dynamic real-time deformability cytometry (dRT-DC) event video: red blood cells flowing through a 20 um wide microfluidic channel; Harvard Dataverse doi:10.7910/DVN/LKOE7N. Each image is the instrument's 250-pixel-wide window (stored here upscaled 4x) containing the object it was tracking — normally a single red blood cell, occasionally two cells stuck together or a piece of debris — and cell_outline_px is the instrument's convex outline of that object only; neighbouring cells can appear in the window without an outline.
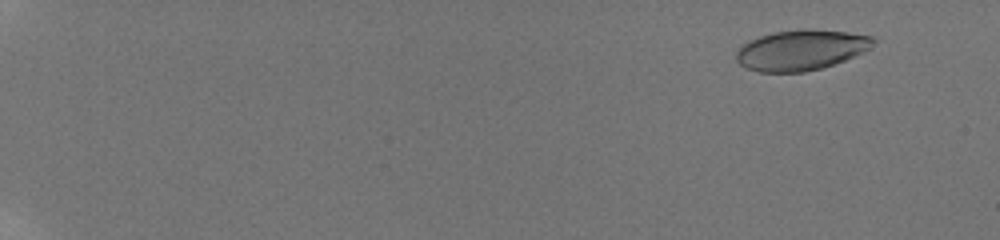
{"species": "human", "species_latin": "Homo sapiens", "temperature_condition": "room temperature", "stored_images_in_passage": 31, "camera_frame_rate_fps": 3000, "um_per_image_px": 0.085, "donor": {"sex": "male"}, "frame": {"image": 1, "passage_image": 4, "time_ms": 1.333, "image_size_px": [1000, 240], "cell_outline_px": [[876, 40], [868, 48], [844, 60], [820, 68], [804, 72], [760, 72], [748, 68], [740, 64], [736, 60], [736, 52], [740, 44], [748, 40], [772, 32], [804, 28], [808, 28], [848, 32], [872, 36]], "centroid_in_image_um": [68.02, 4.23], "position_along_channel_um": 17.0, "area_um2": 32.19}}
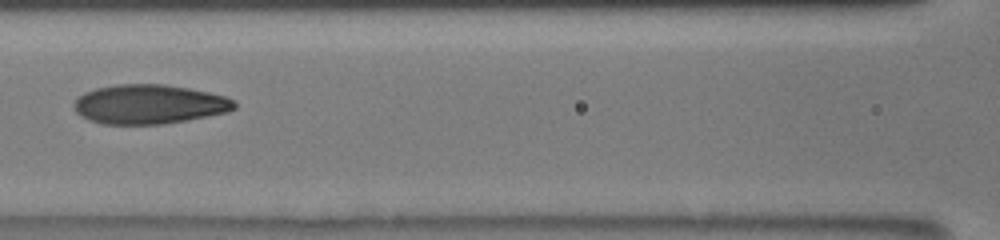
{"frame": {"image": 2, "passage_image": 24, "time_ms": 10.0, "image_size_px": [1000, 240], "cell_outline_px": [[236, 108], [228, 112], [188, 120], [164, 124], [104, 124], [88, 120], [80, 116], [76, 112], [72, 104], [84, 92], [96, 88], [120, 84], [164, 84], [188, 88], [208, 92], [224, 96], [236, 100]], "centroid_in_image_um": [12.68, 8.87], "position_along_channel_um": 153.9, "area_um2": 36.93}}
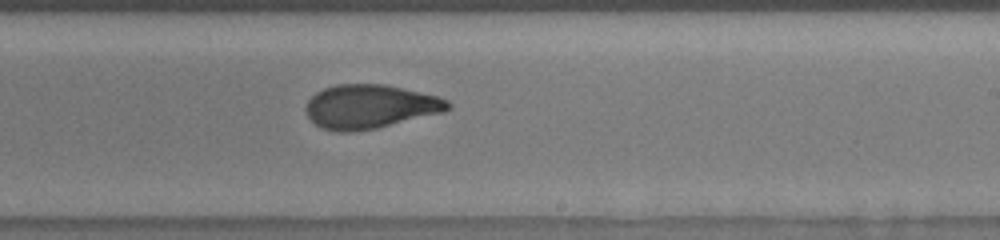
{"frame": {"image": 3, "passage_image": 31, "time_ms": 12.667, "image_size_px": [1000, 240], "cell_outline_px": [[452, 108], [444, 112], [376, 128], [352, 132], [336, 132], [320, 128], [308, 116], [304, 108], [308, 100], [316, 92], [324, 88], [336, 84], [384, 84], [436, 96], [448, 100], [452, 104]], "centroid_in_image_um": [31.43, 9.06], "position_along_channel_um": 257.6, "area_um2": 36.36}}